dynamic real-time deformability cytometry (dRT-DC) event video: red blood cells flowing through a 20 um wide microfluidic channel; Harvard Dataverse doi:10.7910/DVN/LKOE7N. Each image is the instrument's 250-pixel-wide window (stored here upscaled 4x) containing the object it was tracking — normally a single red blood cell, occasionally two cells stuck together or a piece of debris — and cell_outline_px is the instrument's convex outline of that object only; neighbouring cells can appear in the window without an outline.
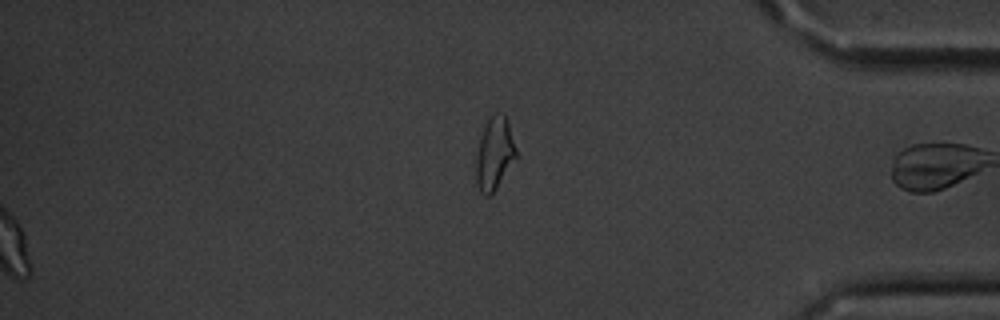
{"species": "common noctule bat (a hibernating species)", "species_latin": "Nyctalus noctula", "temperature_condition": "cold", "stored_images_in_passage": 53, "segment_of_instrument_passage": [2, 2], "camera_frame_rate_fps": 3000, "um_per_image_px": 0.085, "animal": {"sex": "male", "body_mass_g": 20.1, "forearm_length_mm": 53.5}, "frame": {"image": 1, "passage_image": 53, "time_ms": 17.333, "image_size_px": [1000, 320], "cell_outline_px": [[516, 156], [492, 196], [488, 196], [480, 192], [476, 180], [476, 156], [484, 124], [492, 112], [504, 116], [508, 120], [516, 148]], "centroid_in_image_um": [42.02, 13.05], "position_along_channel_um": 393.2, "area_um2": 16.82}}